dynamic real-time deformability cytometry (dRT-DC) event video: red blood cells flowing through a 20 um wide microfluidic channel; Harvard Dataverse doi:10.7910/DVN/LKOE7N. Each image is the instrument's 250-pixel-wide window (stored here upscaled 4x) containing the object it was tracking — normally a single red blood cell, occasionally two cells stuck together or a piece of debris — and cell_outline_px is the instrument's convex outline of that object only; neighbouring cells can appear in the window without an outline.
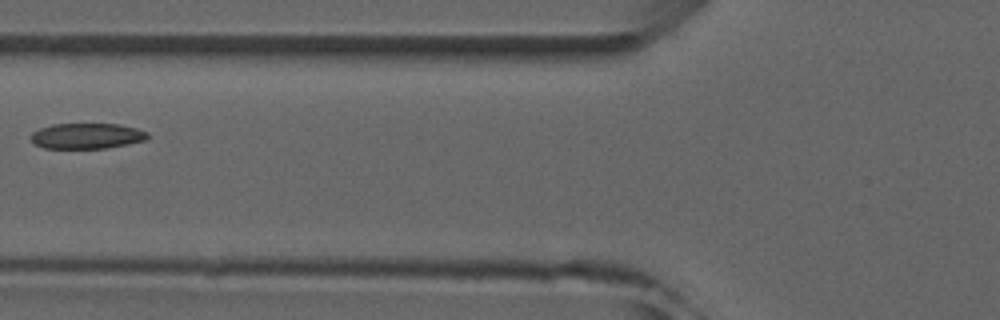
{"species": "common noctule bat (a hibernating species)", "species_latin": "Nyctalus noctula", "temperature_condition": "room temperature", "stored_images_in_passage": 6, "camera_frame_rate_fps": 3000, "um_per_image_px": 0.085, "animal": {"sex": "male", "forearm_length_mm": 52.5}, "frame": {"image": 1, "passage_image": 6, "time_ms": 5.667, "image_size_px": [1000, 320], "cell_outline_px": [[148, 140], [108, 148], [44, 148], [36, 144], [28, 136], [32, 132], [40, 128], [52, 124], [120, 124], [136, 128], [148, 132]], "centroid_in_image_um": [7.39, 11.55], "position_along_channel_um": 118.4, "area_um2": 17.51}}